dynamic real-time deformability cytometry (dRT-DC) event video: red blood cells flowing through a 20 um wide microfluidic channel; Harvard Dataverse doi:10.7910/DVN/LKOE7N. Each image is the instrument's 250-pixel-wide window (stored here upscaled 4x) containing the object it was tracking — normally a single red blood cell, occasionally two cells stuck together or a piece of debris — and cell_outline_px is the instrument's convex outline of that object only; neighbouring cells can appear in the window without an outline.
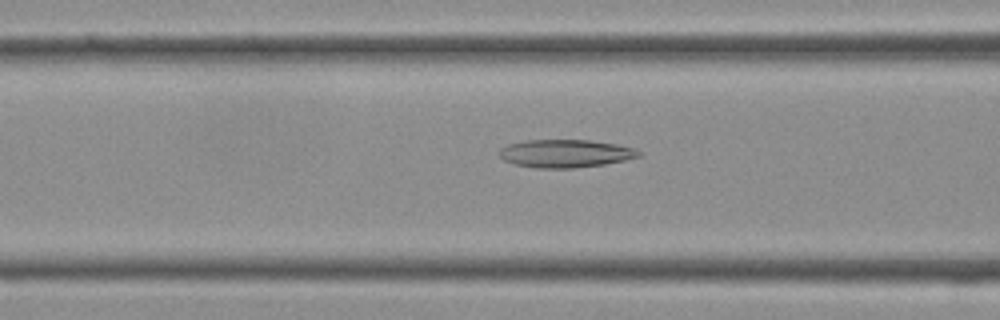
{"species": "Egyptian fruit bat (a non-hibernating species)", "species_latin": "Rousettus aegyptiacus", "temperature_condition": "cold", "stored_images_in_passage": 28, "camera_frame_rate_fps": 3000, "um_per_image_px": 0.085, "frame": {"image": 1, "passage_image": 4, "time_ms": 1.0, "image_size_px": [1000, 320], "cell_outline_px": [[640, 156], [624, 160], [604, 164], [572, 168], [536, 168], [512, 164], [504, 160], [496, 152], [500, 148], [508, 144], [528, 140], [588, 140], [616, 144], [632, 148], [640, 152]], "centroid_in_image_um": [47.99, 13.05], "position_along_channel_um": 118.6, "area_um2": 22.66}}
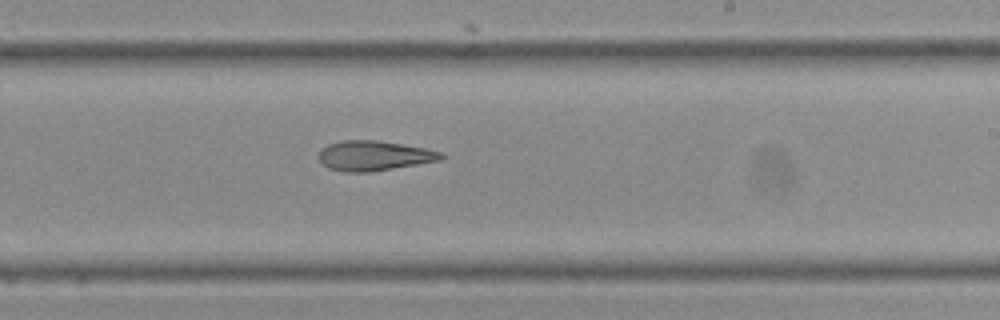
{"frame": {"image": 2, "passage_image": 12, "time_ms": 3.667, "image_size_px": [1000, 320], "cell_outline_px": [[448, 156], [444, 160], [372, 172], [344, 172], [328, 168], [320, 160], [320, 148], [328, 144], [344, 140], [376, 140], [424, 148], [440, 152]], "centroid_in_image_um": [31.83, 13.25], "position_along_channel_um": 257.2, "area_um2": 21.44}}
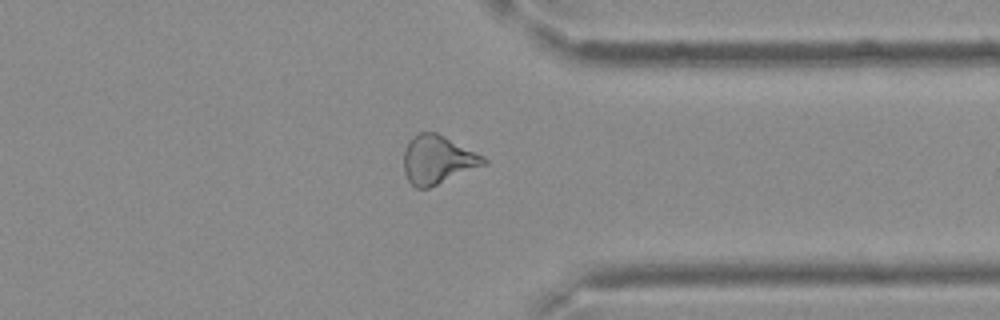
{"frame": {"image": 3, "passage_image": 19, "time_ms": 6.0, "image_size_px": [1000, 320], "cell_outline_px": [[488, 164], [428, 188], [416, 188], [408, 180], [404, 172], [404, 152], [408, 140], [412, 136], [420, 132], [436, 132], [484, 156], [488, 160]], "centroid_in_image_um": [37.2, 13.57], "position_along_channel_um": 374.2, "area_um2": 22.6}}